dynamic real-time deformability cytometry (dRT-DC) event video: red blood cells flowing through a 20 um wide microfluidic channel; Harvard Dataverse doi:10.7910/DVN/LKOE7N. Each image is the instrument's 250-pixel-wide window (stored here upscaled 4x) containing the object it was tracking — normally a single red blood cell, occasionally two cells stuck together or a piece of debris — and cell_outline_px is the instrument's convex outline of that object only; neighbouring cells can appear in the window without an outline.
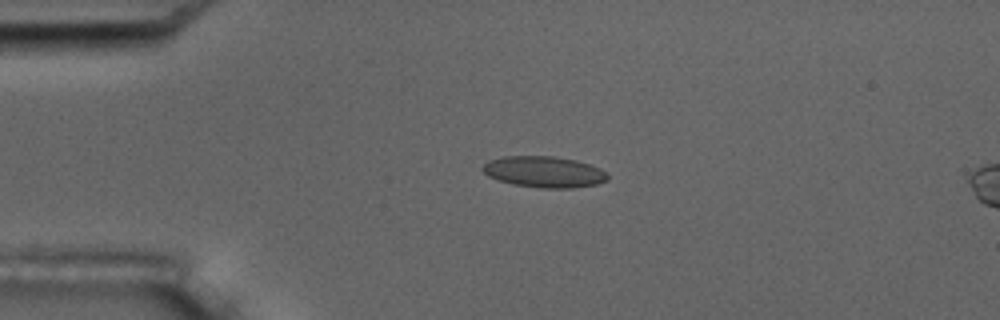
{"species": "common noctule bat (a hibernating species)", "species_latin": "Nyctalus noctula", "temperature_condition": "room temperature", "stored_images_in_passage": 6, "camera_frame_rate_fps": 3000, "um_per_image_px": 0.085, "animal": {"sex": "male", "body_mass_g": 17.5, "forearm_length_mm": 52.3}, "frame": {"image": 1, "passage_image": 4, "time_ms": 3.667, "image_size_px": [1000, 320], "cell_outline_px": [[608, 180], [596, 184], [572, 188], [544, 188], [512, 184], [488, 176], [480, 168], [488, 160], [500, 156], [556, 156], [576, 160], [600, 168], [608, 176]], "centroid_in_image_um": [46.22, 14.6], "position_along_channel_um": 38.8, "area_um2": 22.72}}